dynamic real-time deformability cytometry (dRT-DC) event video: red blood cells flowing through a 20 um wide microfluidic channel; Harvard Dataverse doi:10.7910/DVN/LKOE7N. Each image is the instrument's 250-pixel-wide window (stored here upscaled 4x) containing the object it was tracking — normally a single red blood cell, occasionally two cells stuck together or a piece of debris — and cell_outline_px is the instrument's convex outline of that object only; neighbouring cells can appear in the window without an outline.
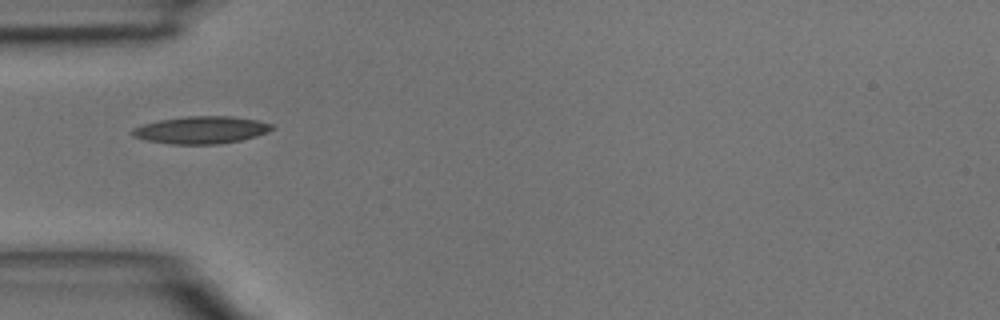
{"species": "common noctule bat (a hibernating species)", "species_latin": "Nyctalus noctula", "temperature_condition": "room temperature", "stored_images_in_passage": 8, "camera_frame_rate_fps": 3000, "um_per_image_px": 0.085, "animal": {"sex": "male", "body_mass_g": 15.6}, "frame": {"image": 1, "passage_image": 1, "time_ms": 0.0, "image_size_px": [1000, 320], "cell_outline_px": [[276, 128], [268, 132], [256, 136], [240, 140], [220, 144], [172, 144], [144, 140], [132, 136], [132, 128], [140, 124], [160, 120], [184, 116], [232, 116], [260, 120], [272, 124]], "centroid_in_image_um": [17.11, 11.04], "position_along_channel_um": 67.9, "area_um2": 22.54}}
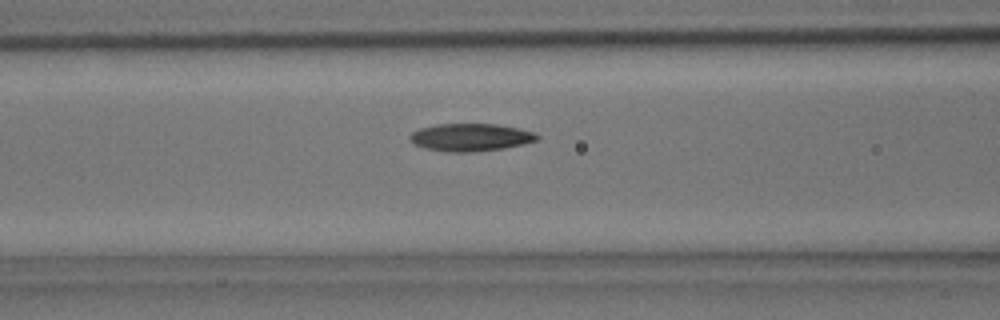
{"frame": {"image": 2, "passage_image": 5, "time_ms": 1.333, "image_size_px": [1000, 320], "cell_outline_px": [[540, 136], [536, 140], [524, 144], [504, 148], [472, 152], [444, 152], [424, 148], [416, 144], [408, 136], [412, 132], [420, 128], [436, 124], [496, 124], [520, 128], [536, 132]], "centroid_in_image_um": [40.02, 11.67], "position_along_channel_um": 126.6, "area_um2": 20.58}}